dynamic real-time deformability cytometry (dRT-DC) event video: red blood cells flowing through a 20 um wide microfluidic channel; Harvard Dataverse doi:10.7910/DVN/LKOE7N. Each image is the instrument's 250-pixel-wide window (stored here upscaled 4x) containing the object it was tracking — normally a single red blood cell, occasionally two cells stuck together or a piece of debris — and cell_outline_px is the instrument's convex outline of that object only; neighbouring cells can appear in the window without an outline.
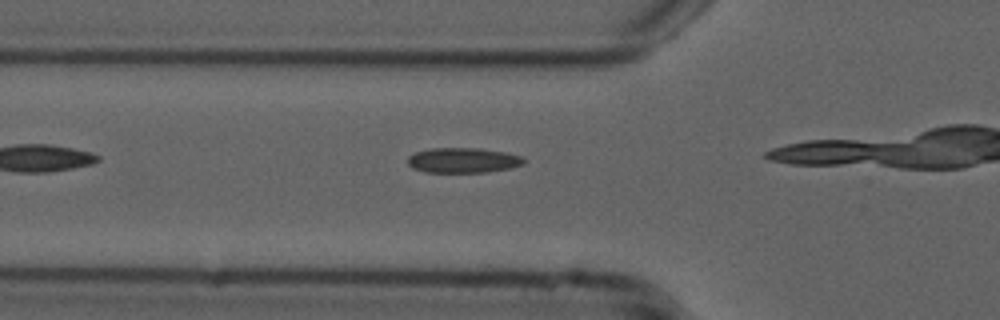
{"species": "common noctule bat (a hibernating species)", "species_latin": "Nyctalus noctula", "temperature_condition": "cold", "stored_images_in_passage": 4, "camera_frame_rate_fps": 3000, "um_per_image_px": 0.085, "animal": {"sex": "male", "forearm_length_mm": 52.5}, "frame": {"image": 1, "passage_image": 2, "time_ms": 0.333, "image_size_px": [1000, 320], "cell_outline_px": [[524, 164], [512, 168], [488, 172], [424, 172], [412, 168], [408, 164], [408, 156], [416, 152], [432, 148], [480, 148], [508, 152], [520, 156], [524, 160]], "centroid_in_image_um": [39.37, 13.62], "position_along_channel_um": 86.4, "area_um2": 17.11}}